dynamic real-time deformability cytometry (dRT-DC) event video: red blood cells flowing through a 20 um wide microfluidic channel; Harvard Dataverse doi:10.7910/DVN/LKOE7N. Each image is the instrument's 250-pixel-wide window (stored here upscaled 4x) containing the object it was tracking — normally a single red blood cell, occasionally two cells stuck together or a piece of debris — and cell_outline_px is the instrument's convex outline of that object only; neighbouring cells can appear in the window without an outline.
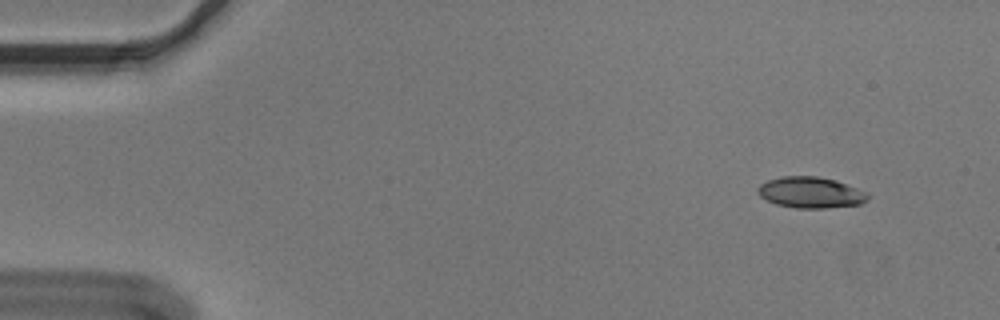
{"species": "Egyptian fruit bat (a non-hibernating species)", "species_latin": "Rousettus aegyptiacus", "temperature_condition": "cold", "stored_images_in_passage": 40, "camera_frame_rate_fps": 3000, "um_per_image_px": 0.085, "animal": {"sex": "male"}, "frame": {"image": 1, "passage_image": 4, "time_ms": 1.0, "image_size_px": [1000, 320], "cell_outline_px": [[868, 200], [860, 204], [828, 208], [796, 208], [776, 204], [760, 196], [756, 192], [756, 188], [760, 184], [768, 180], [780, 176], [816, 176], [832, 180], [868, 192]], "centroid_in_image_um": [68.87, 16.37], "position_along_channel_um": 16.1, "area_um2": 19.83}}
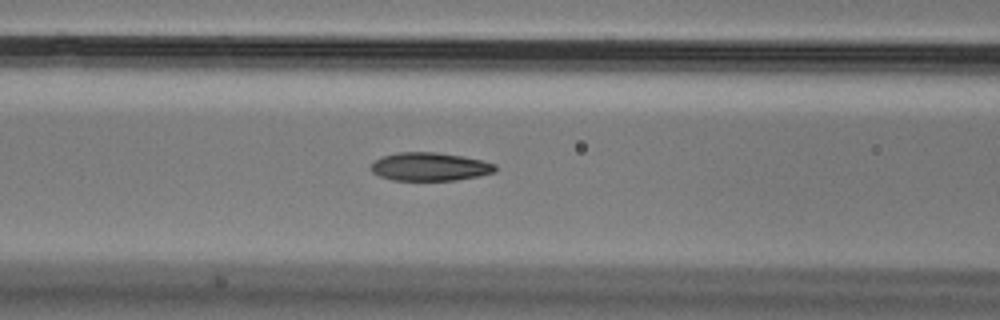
{"frame": {"image": 2, "passage_image": 22, "time_ms": 7.0, "image_size_px": [1000, 320], "cell_outline_px": [[496, 172], [456, 180], [392, 180], [380, 176], [372, 172], [372, 164], [376, 160], [384, 156], [396, 152], [436, 152], [464, 156], [484, 160], [496, 164]], "centroid_in_image_um": [36.57, 14.16], "position_along_channel_um": 130.0, "area_um2": 20.46}}
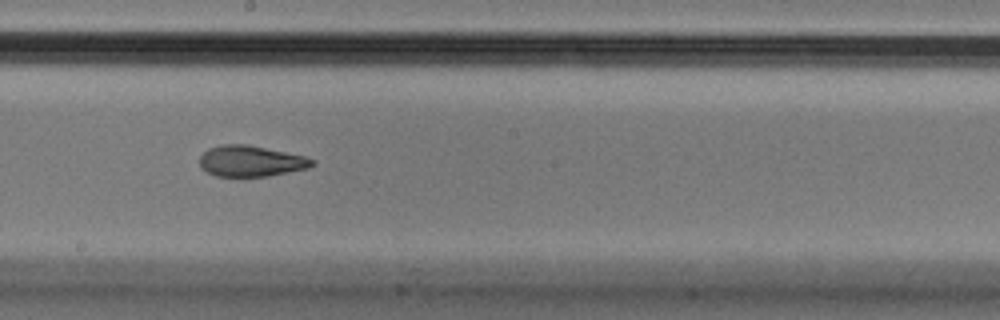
{"frame": {"image": 3, "passage_image": 30, "time_ms": 9.667, "image_size_px": [1000, 320], "cell_outline_px": [[316, 164], [308, 168], [268, 176], [216, 176], [200, 168], [200, 156], [208, 148], [220, 144], [248, 144], [304, 156], [316, 160]], "centroid_in_image_um": [21.32, 13.68], "position_along_channel_um": 226.9, "area_um2": 20.35}}